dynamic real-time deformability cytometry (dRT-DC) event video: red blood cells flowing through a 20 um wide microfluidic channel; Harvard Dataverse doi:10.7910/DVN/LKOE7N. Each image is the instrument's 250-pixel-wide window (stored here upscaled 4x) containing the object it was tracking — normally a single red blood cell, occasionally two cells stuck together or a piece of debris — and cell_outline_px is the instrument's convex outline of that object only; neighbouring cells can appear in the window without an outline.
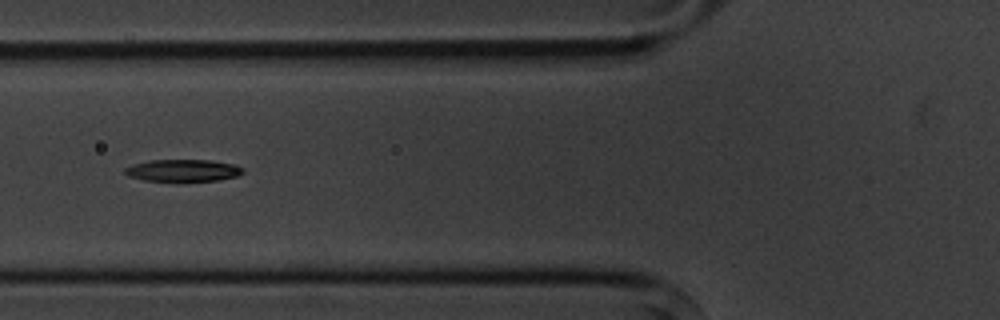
{"species": "common noctule bat (a hibernating species)", "species_latin": "Nyctalus noctula", "temperature_condition": "cold", "stored_images_in_passage": 10, "camera_frame_rate_fps": 3000, "um_per_image_px": 0.085, "animal": {"sex": "male", "body_mass_g": 20.1, "forearm_length_mm": 53.5}, "frame": {"image": 1, "passage_image": 6, "time_ms": 6.667, "image_size_px": [1000, 320], "cell_outline_px": [[244, 172], [236, 176], [220, 180], [144, 180], [128, 176], [124, 172], [124, 168], [132, 164], [152, 160], [212, 160], [236, 164], [244, 168]], "centroid_in_image_um": [15.58, 14.47], "position_along_channel_um": 110.2, "area_um2": 15.03}}
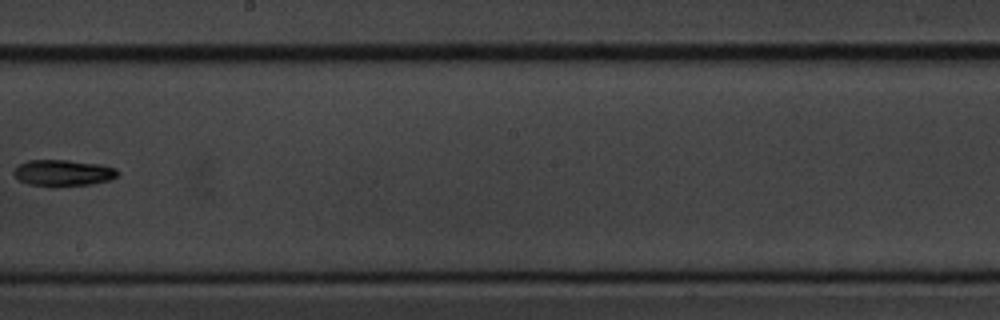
{"frame": {"image": 2, "passage_image": 9, "time_ms": 10.333, "image_size_px": [1000, 320], "cell_outline_px": [[120, 172], [112, 180], [92, 184], [56, 188], [52, 188], [28, 184], [20, 180], [12, 172], [20, 164], [28, 160], [68, 160], [100, 164], [116, 168]], "centroid_in_image_um": [5.39, 14.72], "position_along_channel_um": 242.8, "area_um2": 16.36}}
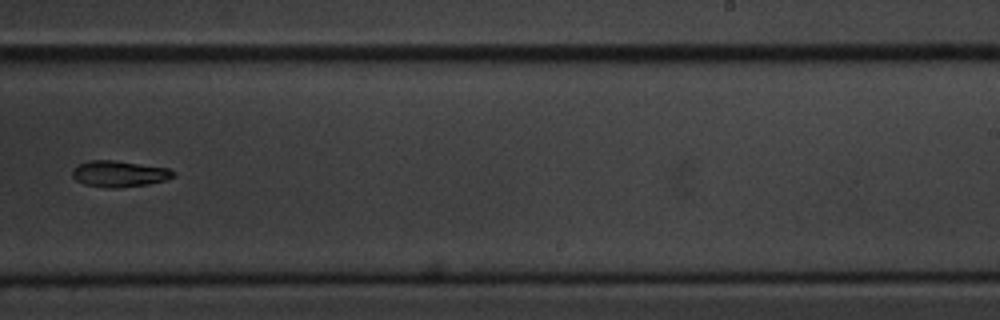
{"frame": {"image": 3, "passage_image": 10, "time_ms": 11.333, "image_size_px": [1000, 320], "cell_outline_px": [[176, 176], [164, 180], [148, 184], [116, 188], [108, 188], [84, 184], [76, 180], [72, 176], [72, 168], [76, 164], [88, 160], [112, 160], [168, 168], [176, 172]], "centroid_in_image_um": [10.1, 14.77], "position_along_channel_um": 278.9, "area_um2": 15.49}}